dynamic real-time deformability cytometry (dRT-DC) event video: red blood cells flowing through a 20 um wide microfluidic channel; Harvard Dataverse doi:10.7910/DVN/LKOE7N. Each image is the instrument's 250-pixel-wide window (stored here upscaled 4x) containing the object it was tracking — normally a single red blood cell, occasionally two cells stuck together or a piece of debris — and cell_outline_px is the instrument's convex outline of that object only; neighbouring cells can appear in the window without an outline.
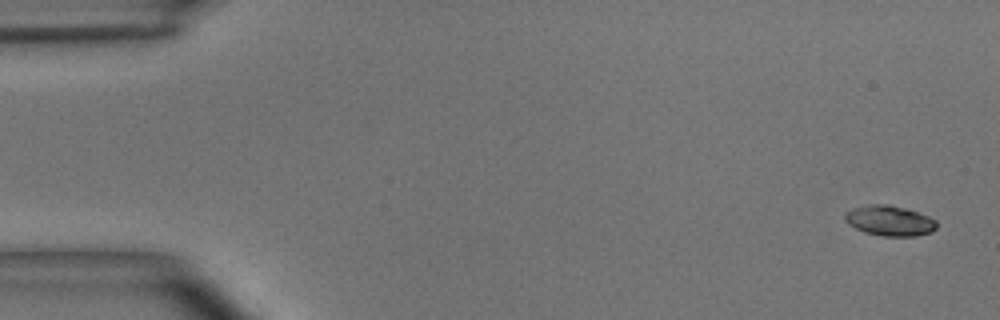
{"species": "common noctule bat (a hibernating species)", "species_latin": "Nyctalus noctula", "temperature_condition": "room temperature", "stored_images_in_passage": 50, "camera_frame_rate_fps": 3000, "um_per_image_px": 0.085, "animal": {"sex": "male", "body_mass_g": 15.6}, "frame": {"image": 1, "passage_image": 1, "time_ms": 0.0, "image_size_px": [1000, 320], "cell_outline_px": [[936, 228], [932, 232], [916, 236], [884, 236], [864, 232], [848, 224], [844, 220], [844, 212], [852, 208], [868, 204], [888, 204], [904, 208], [928, 216], [936, 220]], "centroid_in_image_um": [75.58, 18.75], "position_along_channel_um": 9.4, "area_um2": 16.24}}
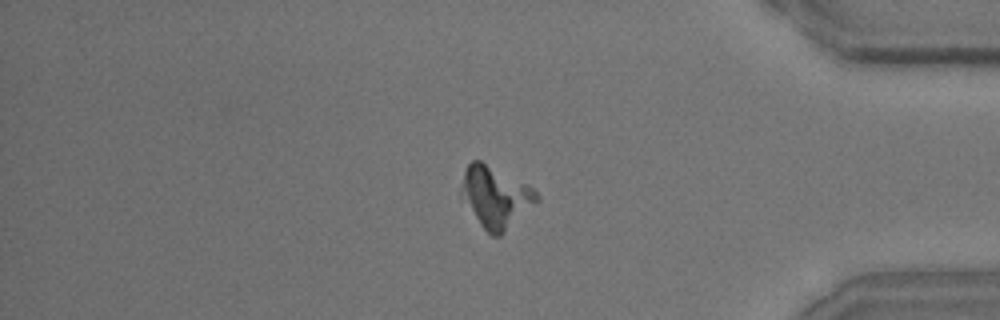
{"frame": {"image": 2, "passage_image": 42, "time_ms": 13.667, "image_size_px": [1000, 320], "cell_outline_px": [[540, 200], [500, 236], [492, 236], [480, 224], [460, 192], [460, 188], [464, 172], [468, 164], [472, 160], [480, 160], [532, 188], [540, 196]], "centroid_in_image_um": [42.13, 16.74], "position_along_channel_um": 393.1, "area_um2": 26.18}}
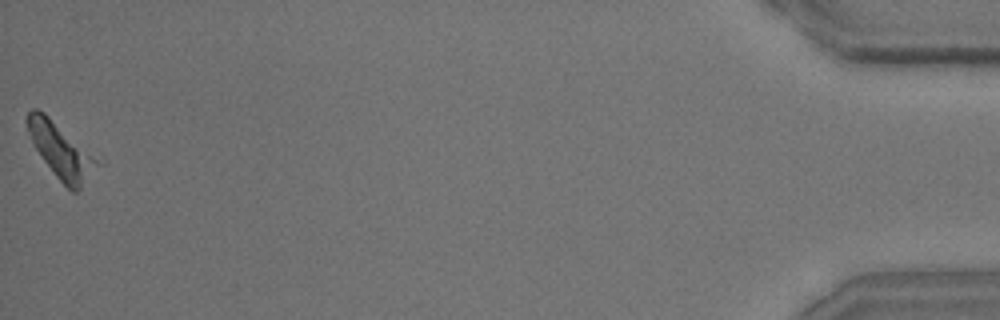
{"frame": {"image": 3, "passage_image": 50, "time_ms": 16.333, "image_size_px": [1000, 320], "cell_outline_px": [[96, 164], [80, 188], [76, 192], [72, 192], [56, 176], [44, 160], [36, 148], [28, 132], [28, 112], [32, 108], [36, 108], [44, 112], [96, 160]], "centroid_in_image_um": [5.09, 12.79], "position_along_channel_um": 430.1, "area_um2": 20.46}, "authors_computed_cell_mechanics": {"area_um2": 15.8372, "velocity_mm_per_s": 3.927, "shape_relaxation_time_tau1_ms": 0.1304, "shape_relaxation_time_tau2_ms": null, "deformation_change_tau1": 0.341, "deformation_change_tau2": null}}